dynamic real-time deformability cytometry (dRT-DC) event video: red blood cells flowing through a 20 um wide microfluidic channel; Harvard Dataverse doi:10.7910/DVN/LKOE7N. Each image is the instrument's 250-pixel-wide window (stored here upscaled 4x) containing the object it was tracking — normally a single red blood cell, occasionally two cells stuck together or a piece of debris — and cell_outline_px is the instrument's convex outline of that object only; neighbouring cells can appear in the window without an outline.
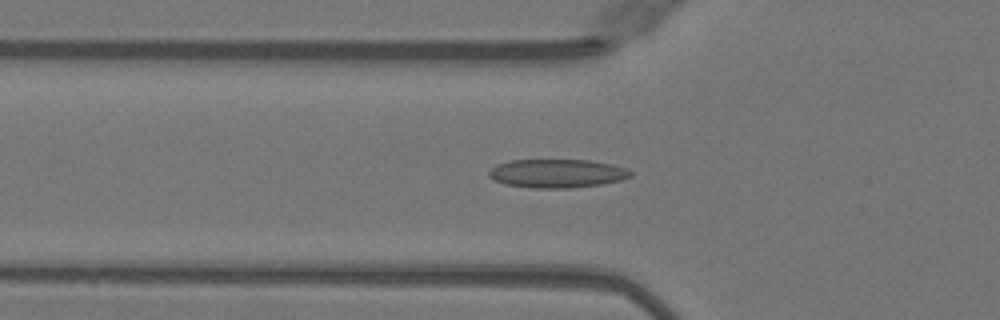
{"species": "Egyptian fruit bat (a non-hibernating species)", "species_latin": "Rousettus aegyptiacus", "temperature_condition": "warm", "stored_images_in_passage": 46, "camera_frame_rate_fps": 3000, "um_per_image_px": 0.085, "animal": {"sex": "female"}, "frame": {"image": 1, "passage_image": 12, "time_ms": 3.667, "image_size_px": [1000, 320], "cell_outline_px": [[632, 176], [620, 180], [600, 184], [568, 188], [532, 188], [504, 184], [488, 176], [488, 172], [496, 164], [508, 160], [592, 160], [612, 164], [624, 168], [632, 172]], "centroid_in_image_um": [47.32, 14.73], "position_along_channel_um": 78.5, "area_um2": 23.58}}
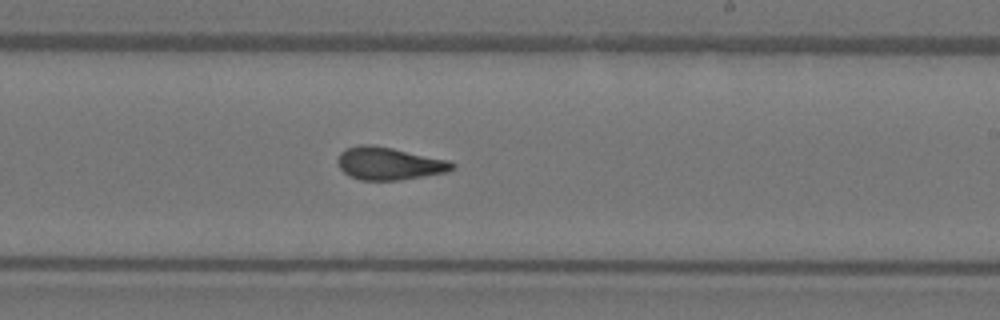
{"frame": {"image": 2, "passage_image": 25, "time_ms": 8.0, "image_size_px": [1000, 320], "cell_outline_px": [[456, 168], [448, 172], [400, 180], [360, 180], [348, 176], [340, 168], [336, 160], [340, 152], [348, 148], [360, 144], [372, 144], [392, 148], [448, 160], [456, 164]], "centroid_in_image_um": [33.07, 13.9], "position_along_channel_um": 255.9, "area_um2": 21.91}}
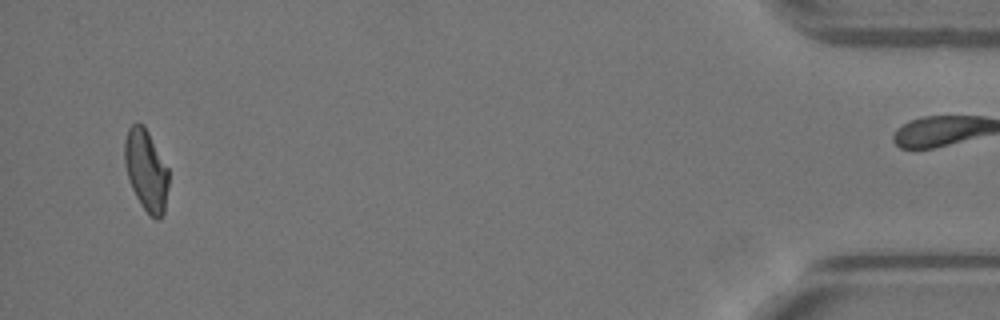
{"frame": {"image": 3, "passage_image": 43, "time_ms": 14.0, "image_size_px": [1000, 320], "cell_outline_px": [[168, 188], [164, 212], [160, 220], [156, 220], [140, 204], [132, 188], [128, 176], [124, 160], [124, 140], [128, 128], [136, 120], [144, 124], [168, 168]], "centroid_in_image_um": [12.42, 14.43], "position_along_channel_um": 422.8, "area_um2": 20.92}}